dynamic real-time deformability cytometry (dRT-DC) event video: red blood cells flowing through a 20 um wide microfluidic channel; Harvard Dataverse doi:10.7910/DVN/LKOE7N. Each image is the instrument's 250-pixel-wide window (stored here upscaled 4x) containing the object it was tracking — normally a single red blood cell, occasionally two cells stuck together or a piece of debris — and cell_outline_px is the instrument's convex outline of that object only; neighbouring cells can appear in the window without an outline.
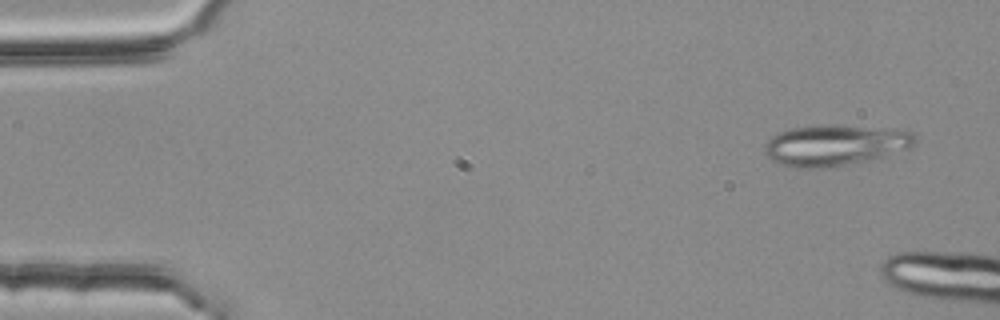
{"species": "common noctule bat (a hibernating species)", "species_latin": "Nyctalus noctula", "temperature_condition": "room temperature", "stored_images_in_passage": 3, "camera_frame_rate_fps": 3000, "um_per_image_px": 0.085, "animal": {"sex": "female", "body_mass_g": 25.1}, "frame": {"image": 1, "passage_image": 1, "time_ms": 0.0, "image_size_px": [1000, 320], "cell_outline_px": [[916, 144], [908, 148], [880, 156], [820, 168], [796, 168], [772, 160], [764, 152], [764, 144], [772, 136], [780, 132], [792, 128], [812, 124], [836, 124], [912, 132], [916, 140]], "centroid_in_image_um": [70.88, 12.3], "position_along_channel_um": 14.1, "area_um2": 34.97}}